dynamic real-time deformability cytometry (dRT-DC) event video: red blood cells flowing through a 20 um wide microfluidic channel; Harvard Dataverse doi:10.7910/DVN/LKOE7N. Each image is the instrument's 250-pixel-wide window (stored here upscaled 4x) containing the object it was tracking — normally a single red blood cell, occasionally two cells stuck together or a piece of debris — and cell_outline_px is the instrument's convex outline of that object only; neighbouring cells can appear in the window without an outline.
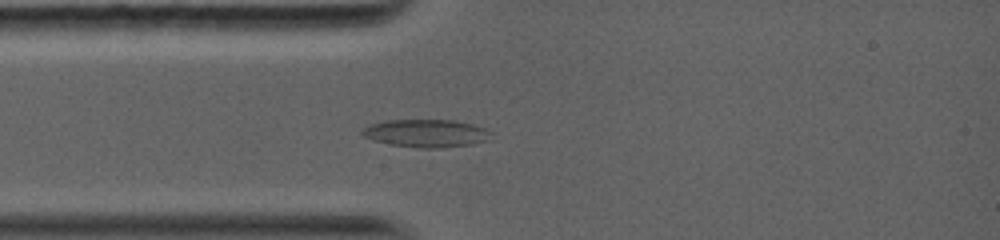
{"species": "common noctule bat (a hibernating species)", "species_latin": "Nyctalus noctula", "temperature_condition": "warm", "stored_images_in_passage": 15, "camera_frame_rate_fps": 5000, "um_per_image_px": 0.085, "animal": {"sex": "female", "body_mass_g": 19.0, "forearm_length_mm": 56.7}, "frame": {"image": 1, "passage_image": 7, "time_ms": 2.6, "image_size_px": [1000, 240], "cell_outline_px": [[492, 140], [472, 144], [440, 148], [420, 148], [392, 144], [376, 140], [364, 136], [360, 132], [364, 128], [372, 124], [388, 120], [456, 120], [472, 124], [484, 128], [492, 132]], "centroid_in_image_um": [36.32, 11.33], "position_along_channel_um": 48.7, "area_um2": 20.81}}
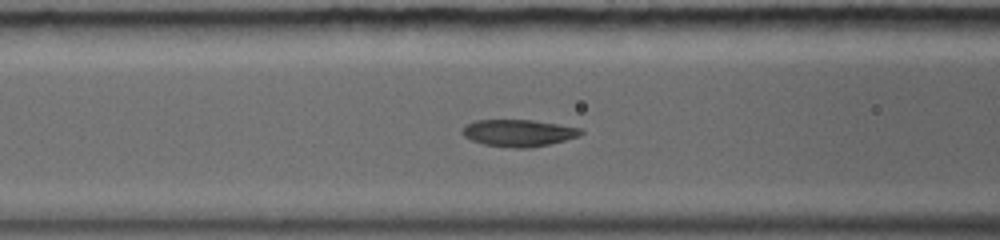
{"frame": {"image": 2, "passage_image": 11, "time_ms": 4.4, "image_size_px": [1000, 240], "cell_outline_px": [[584, 132], [580, 136], [532, 148], [512, 148], [484, 144], [472, 140], [464, 136], [460, 132], [468, 124], [476, 120], [532, 120], [580, 128]], "centroid_in_image_um": [44.08, 11.31], "position_along_channel_um": 122.5, "area_um2": 18.44}}
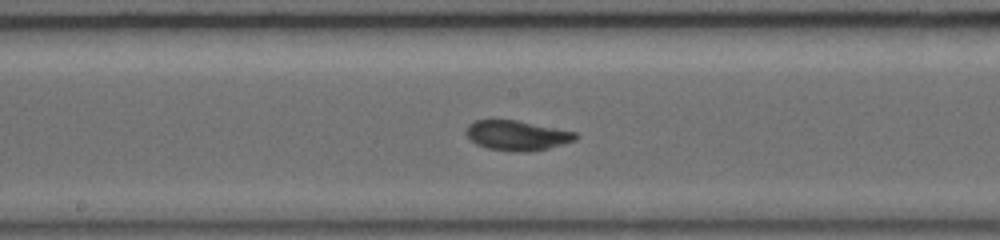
{"frame": {"image": 3, "passage_image": 15, "time_ms": 6.4, "image_size_px": [1000, 240], "cell_outline_px": [[580, 136], [576, 140], [548, 148], [528, 152], [520, 152], [488, 148], [476, 144], [464, 132], [468, 124], [476, 120], [516, 120], [576, 132]], "centroid_in_image_um": [43.95, 11.51], "position_along_channel_um": 204.2, "area_um2": 18.96}}